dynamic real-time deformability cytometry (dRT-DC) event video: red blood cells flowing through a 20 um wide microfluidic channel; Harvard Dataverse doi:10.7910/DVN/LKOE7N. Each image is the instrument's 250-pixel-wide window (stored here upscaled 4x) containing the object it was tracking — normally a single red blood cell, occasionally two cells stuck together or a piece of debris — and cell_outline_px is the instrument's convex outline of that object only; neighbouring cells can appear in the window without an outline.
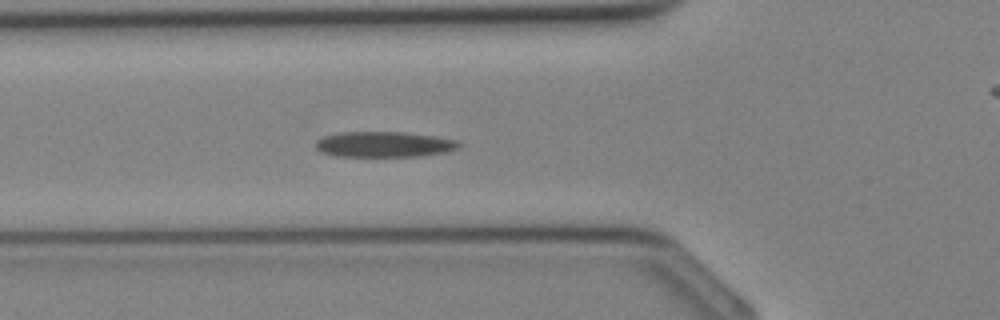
{"species": "Egyptian fruit bat (a non-hibernating species)", "species_latin": "Rousettus aegyptiacus", "temperature_condition": "cold", "stored_images_in_passage": 34, "camera_frame_rate_fps": 3000, "um_per_image_px": 0.085, "animal": {"sex": "female"}, "frame": {"image": 1, "passage_image": 11, "time_ms": 3.333, "image_size_px": [1000, 320], "cell_outline_px": [[464, 144], [460, 148], [444, 152], [420, 156], [336, 156], [320, 152], [316, 148], [316, 140], [324, 136], [340, 132], [404, 132], [436, 136], [456, 140]], "centroid_in_image_um": [32.67, 12.27], "position_along_channel_um": 93.1, "area_um2": 21.44}}
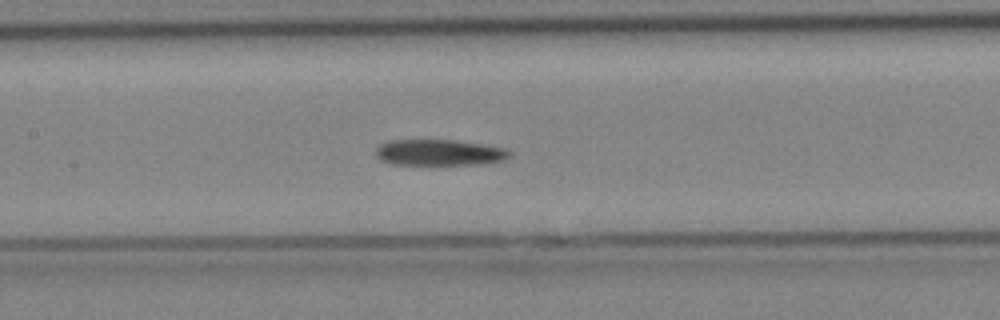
{"frame": {"image": 2, "passage_image": 15, "time_ms": 4.667, "image_size_px": [1000, 320], "cell_outline_px": [[512, 152], [504, 160], [476, 164], [392, 164], [380, 160], [376, 156], [376, 148], [380, 144], [388, 140], [452, 140], [484, 144], [504, 148]], "centroid_in_image_um": [37.3, 12.95], "position_along_channel_um": 170.1, "area_um2": 20.17}}
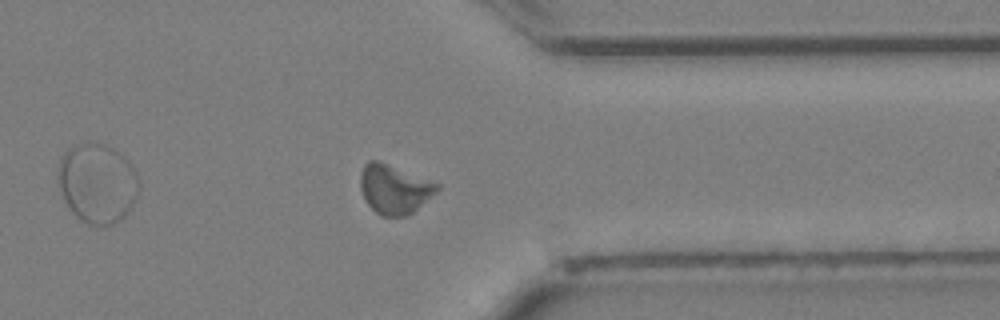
{"frame": {"image": 3, "passage_image": 26, "time_ms": 8.333, "image_size_px": [1000, 320], "cell_outline_px": [[440, 188], [436, 192], [408, 216], [380, 216], [364, 200], [360, 188], [360, 172], [364, 164], [368, 160], [380, 160], [440, 184]], "centroid_in_image_um": [33.49, 16.06], "position_along_channel_um": 377.9, "area_um2": 22.14}}